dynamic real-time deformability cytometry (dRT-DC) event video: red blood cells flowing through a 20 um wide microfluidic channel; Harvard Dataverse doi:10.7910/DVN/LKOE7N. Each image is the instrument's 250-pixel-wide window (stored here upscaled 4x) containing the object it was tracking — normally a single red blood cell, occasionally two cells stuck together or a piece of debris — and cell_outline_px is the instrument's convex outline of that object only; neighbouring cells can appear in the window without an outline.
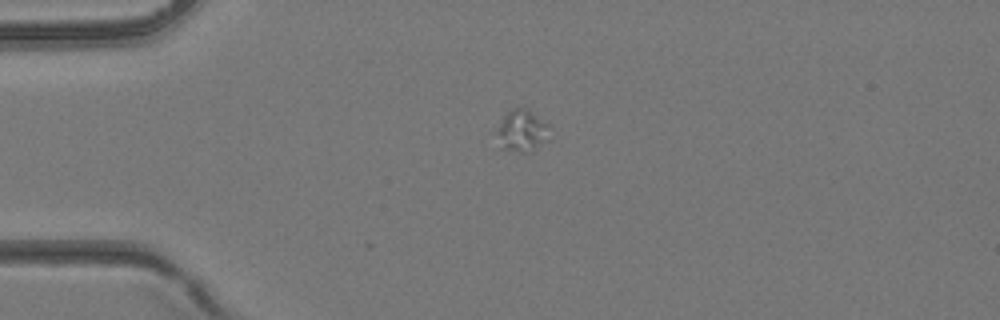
{"species": "common noctule bat (a hibernating species)", "species_latin": "Nyctalus noctula", "temperature_condition": "room temperature", "stored_images_in_passage": 2, "camera_frame_rate_fps": 3000, "um_per_image_px": 0.085, "animal": {"sex": "female", "body_mass_g": 24.6, "forearm_length_mm": 56.2}, "frame": {"image": 1, "passage_image": 1, "time_ms": 0.0, "image_size_px": [1000, 320], "cell_outline_px": [[552, 128], [548, 140], [532, 152], [520, 152], [500, 148], [492, 132], [504, 116], [512, 108], [524, 108], [552, 124]], "centroid_in_image_um": [44.36, 11.14], "position_along_channel_um": 40.6, "area_um2": 13.64}}